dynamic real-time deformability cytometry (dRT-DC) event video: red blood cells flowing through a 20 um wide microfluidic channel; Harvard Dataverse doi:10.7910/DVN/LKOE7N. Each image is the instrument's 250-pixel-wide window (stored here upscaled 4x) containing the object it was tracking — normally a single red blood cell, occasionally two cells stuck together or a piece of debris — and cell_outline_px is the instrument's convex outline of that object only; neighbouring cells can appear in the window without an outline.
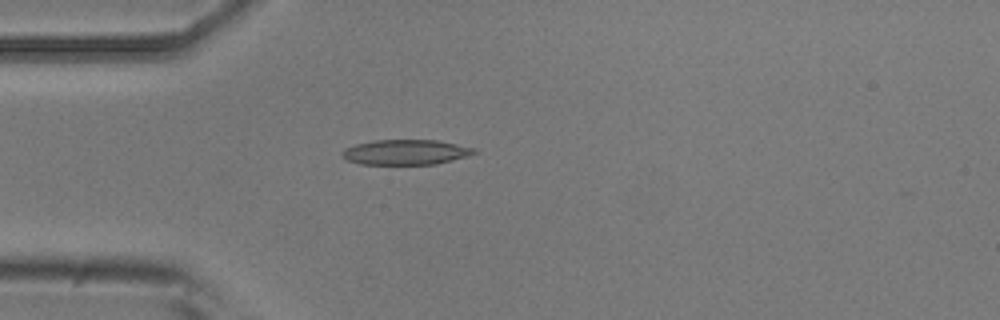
{"species": "common noctule bat (a hibernating species)", "species_latin": "Nyctalus noctula", "temperature_condition": "room temperature", "stored_images_in_passage": 4, "camera_frame_rate_fps": 3000, "um_per_image_px": 0.085, "animal": {"sex": "male", "body_mass_g": 20.5, "forearm_length_mm": 52.5}, "frame": {"image": 1, "passage_image": 4, "time_ms": 3.333, "image_size_px": [1000, 320], "cell_outline_px": [[476, 152], [452, 160], [436, 164], [360, 164], [344, 160], [340, 156], [340, 152], [344, 148], [356, 144], [372, 140], [436, 140], [476, 148]], "centroid_in_image_um": [34.39, 12.93], "position_along_channel_um": 50.6, "area_um2": 19.36}}